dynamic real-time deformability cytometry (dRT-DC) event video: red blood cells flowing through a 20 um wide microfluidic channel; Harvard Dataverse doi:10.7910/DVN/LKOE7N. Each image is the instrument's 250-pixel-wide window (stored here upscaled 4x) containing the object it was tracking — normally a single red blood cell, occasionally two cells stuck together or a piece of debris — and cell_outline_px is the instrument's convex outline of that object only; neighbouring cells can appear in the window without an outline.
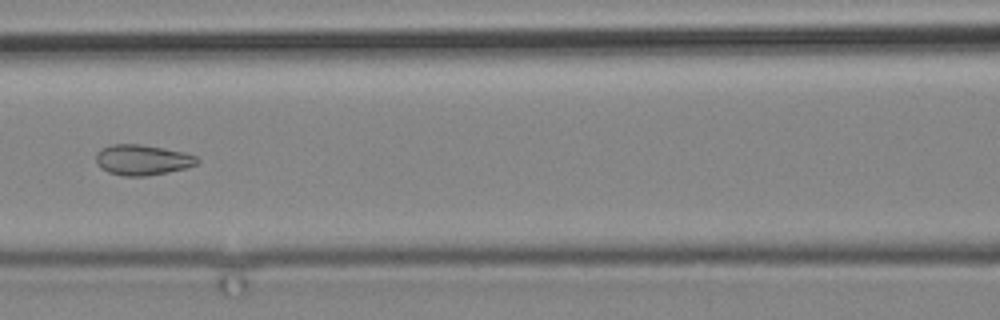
{"species": "common noctule bat (a hibernating species)", "species_latin": "Nyctalus noctula", "temperature_condition": "cold", "stored_images_in_passage": 7, "camera_frame_rate_fps": 3000, "um_per_image_px": 0.085, "animal": {"sex": "male", "body_mass_g": 19.2, "forearm_length_mm": 51.8}, "frame": {"image": 1, "passage_image": 5, "time_ms": 4.667, "image_size_px": [1000, 320], "cell_outline_px": [[200, 160], [196, 164], [184, 168], [168, 172], [144, 176], [124, 176], [108, 172], [100, 168], [96, 164], [96, 152], [100, 148], [112, 144], [140, 144], [164, 148], [184, 152], [196, 156]], "centroid_in_image_um": [12.06, 13.58], "position_along_channel_um": 154.5, "area_um2": 18.03}}
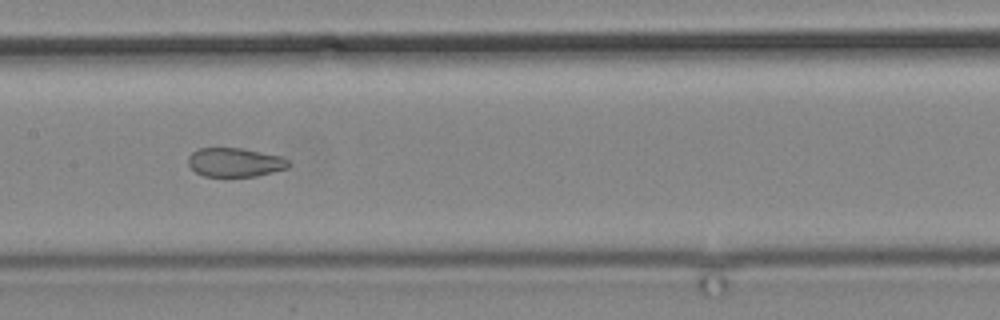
{"frame": {"image": 2, "passage_image": 6, "time_ms": 5.667, "image_size_px": [1000, 320], "cell_outline_px": [[288, 168], [256, 176], [204, 176], [196, 172], [188, 164], [188, 156], [196, 148], [240, 148], [280, 156], [288, 160]], "centroid_in_image_um": [19.93, 13.79], "position_along_channel_um": 187.5, "area_um2": 16.76}}
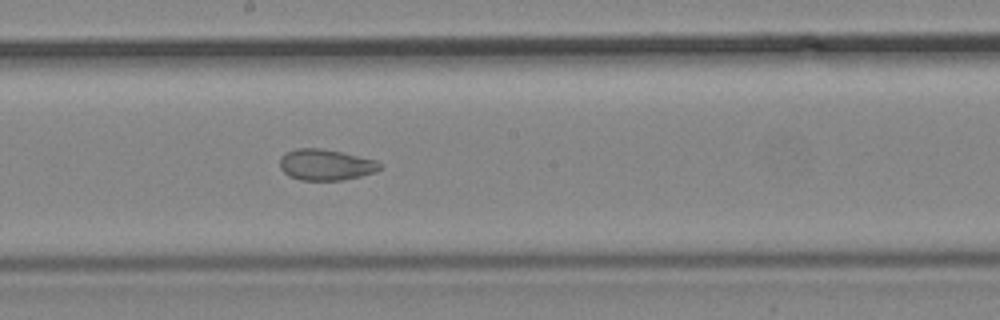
{"frame": {"image": 3, "passage_image": 7, "time_ms": 6.667, "image_size_px": [1000, 320], "cell_outline_px": [[380, 168], [376, 172], [344, 180], [300, 180], [288, 176], [280, 168], [280, 156], [296, 148], [320, 148], [340, 152], [376, 160], [380, 164]], "centroid_in_image_um": [27.66, 14.01], "position_along_channel_um": 220.5, "area_um2": 18.03}}